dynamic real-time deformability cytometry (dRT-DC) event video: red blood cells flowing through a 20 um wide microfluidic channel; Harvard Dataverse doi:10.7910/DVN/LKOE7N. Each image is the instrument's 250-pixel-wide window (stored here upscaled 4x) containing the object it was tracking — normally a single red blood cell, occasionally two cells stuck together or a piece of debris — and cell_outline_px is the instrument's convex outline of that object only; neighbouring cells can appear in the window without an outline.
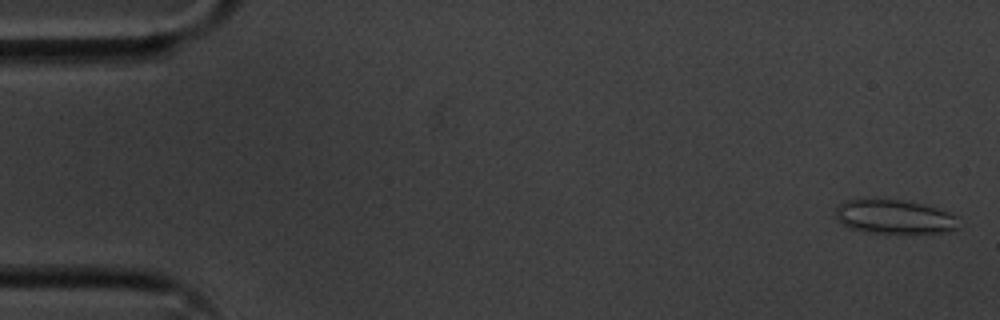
{"species": "common noctule bat (a hibernating species)", "species_latin": "Nyctalus noctula", "temperature_condition": "cold", "stored_images_in_passage": 11, "camera_frame_rate_fps": 3000, "um_per_image_px": 0.085, "animal": {"sex": "male", "body_mass_g": 20.1, "forearm_length_mm": 53.5}, "frame": {"image": 1, "passage_image": 1, "time_ms": 0.0, "image_size_px": [1000, 320], "cell_outline_px": [[960, 228], [944, 232], [864, 232], [848, 228], [836, 216], [836, 208], [844, 200], [900, 200], [920, 204], [952, 212], [960, 216]], "centroid_in_image_um": [76.1, 18.43], "position_along_channel_um": 8.9, "area_um2": 24.16}}